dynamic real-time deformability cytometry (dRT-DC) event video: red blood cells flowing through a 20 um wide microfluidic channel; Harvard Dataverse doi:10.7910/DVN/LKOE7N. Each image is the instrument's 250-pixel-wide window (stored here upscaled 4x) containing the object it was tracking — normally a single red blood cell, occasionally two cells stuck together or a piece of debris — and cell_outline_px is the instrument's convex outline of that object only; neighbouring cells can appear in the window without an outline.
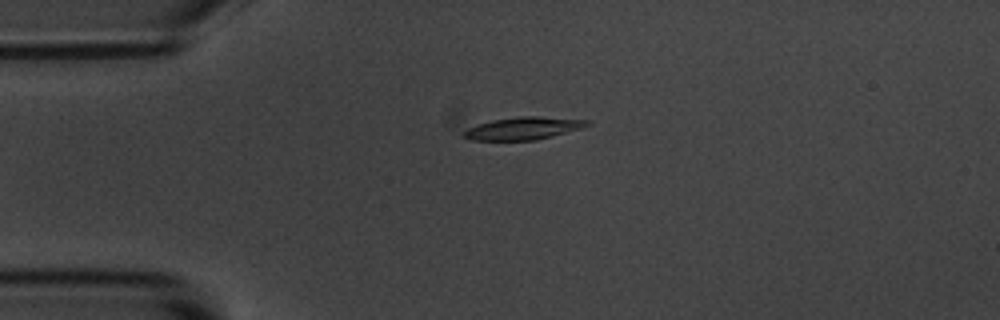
{"species": "common noctule bat (a hibernating species)", "species_latin": "Nyctalus noctula", "temperature_condition": "room temperature", "stored_images_in_passage": 5, "camera_frame_rate_fps": 3000, "um_per_image_px": 0.085, "animal": {"sex": "male", "body_mass_g": 20.1, "forearm_length_mm": 53.5}, "frame": {"image": 1, "passage_image": 4, "time_ms": 1.0, "image_size_px": [1000, 320], "cell_outline_px": [[592, 124], [580, 128], [552, 136], [536, 140], [472, 140], [460, 136], [460, 132], [468, 128], [492, 120], [516, 116], [540, 116], [588, 120]], "centroid_in_image_um": [44.43, 10.9], "position_along_channel_um": 40.6, "area_um2": 16.24}}